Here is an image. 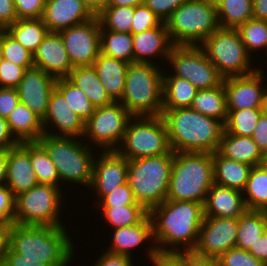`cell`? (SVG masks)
Instances as JSON below:
<instances>
[{
  "mask_svg": "<svg viewBox=\"0 0 267 266\" xmlns=\"http://www.w3.org/2000/svg\"><path fill=\"white\" fill-rule=\"evenodd\" d=\"M227 111L225 131L233 135L251 137L262 114L260 108Z\"/></svg>",
  "mask_w": 267,
  "mask_h": 266,
  "instance_id": "ab89813d",
  "label": "cell"
},
{
  "mask_svg": "<svg viewBox=\"0 0 267 266\" xmlns=\"http://www.w3.org/2000/svg\"><path fill=\"white\" fill-rule=\"evenodd\" d=\"M56 81L57 79L41 68L34 66L26 69L23 78L16 87L20 102L43 119Z\"/></svg>",
  "mask_w": 267,
  "mask_h": 266,
  "instance_id": "ac0fdd59",
  "label": "cell"
},
{
  "mask_svg": "<svg viewBox=\"0 0 267 266\" xmlns=\"http://www.w3.org/2000/svg\"><path fill=\"white\" fill-rule=\"evenodd\" d=\"M242 194L247 210L267 209V170L261 165L251 168Z\"/></svg>",
  "mask_w": 267,
  "mask_h": 266,
  "instance_id": "8d00e7d4",
  "label": "cell"
},
{
  "mask_svg": "<svg viewBox=\"0 0 267 266\" xmlns=\"http://www.w3.org/2000/svg\"><path fill=\"white\" fill-rule=\"evenodd\" d=\"M132 38L134 63L155 64L150 58L154 59L156 56L167 60L173 46L165 22L158 27L132 34Z\"/></svg>",
  "mask_w": 267,
  "mask_h": 266,
  "instance_id": "cb8c5ba5",
  "label": "cell"
},
{
  "mask_svg": "<svg viewBox=\"0 0 267 266\" xmlns=\"http://www.w3.org/2000/svg\"><path fill=\"white\" fill-rule=\"evenodd\" d=\"M174 152L128 160L127 183L137 203L148 212L167 198Z\"/></svg>",
  "mask_w": 267,
  "mask_h": 266,
  "instance_id": "8992f818",
  "label": "cell"
},
{
  "mask_svg": "<svg viewBox=\"0 0 267 266\" xmlns=\"http://www.w3.org/2000/svg\"><path fill=\"white\" fill-rule=\"evenodd\" d=\"M134 16V7L107 6L97 17L100 30L131 33Z\"/></svg>",
  "mask_w": 267,
  "mask_h": 266,
  "instance_id": "60d3db41",
  "label": "cell"
},
{
  "mask_svg": "<svg viewBox=\"0 0 267 266\" xmlns=\"http://www.w3.org/2000/svg\"><path fill=\"white\" fill-rule=\"evenodd\" d=\"M173 45L199 46L219 28L214 0H186L165 21Z\"/></svg>",
  "mask_w": 267,
  "mask_h": 266,
  "instance_id": "52a82bcc",
  "label": "cell"
},
{
  "mask_svg": "<svg viewBox=\"0 0 267 266\" xmlns=\"http://www.w3.org/2000/svg\"><path fill=\"white\" fill-rule=\"evenodd\" d=\"M18 19L42 18L46 0H13Z\"/></svg>",
  "mask_w": 267,
  "mask_h": 266,
  "instance_id": "681fc988",
  "label": "cell"
},
{
  "mask_svg": "<svg viewBox=\"0 0 267 266\" xmlns=\"http://www.w3.org/2000/svg\"><path fill=\"white\" fill-rule=\"evenodd\" d=\"M34 66L55 79L67 78L74 68L64 42L57 32H48L33 54Z\"/></svg>",
  "mask_w": 267,
  "mask_h": 266,
  "instance_id": "44dd1931",
  "label": "cell"
},
{
  "mask_svg": "<svg viewBox=\"0 0 267 266\" xmlns=\"http://www.w3.org/2000/svg\"><path fill=\"white\" fill-rule=\"evenodd\" d=\"M158 18L148 7L144 4L134 7V16L131 26V34H138L143 31L158 27L162 24Z\"/></svg>",
  "mask_w": 267,
  "mask_h": 266,
  "instance_id": "bcb514c9",
  "label": "cell"
},
{
  "mask_svg": "<svg viewBox=\"0 0 267 266\" xmlns=\"http://www.w3.org/2000/svg\"><path fill=\"white\" fill-rule=\"evenodd\" d=\"M66 227L11 224L9 246L23 258L39 259L48 266H70L74 243Z\"/></svg>",
  "mask_w": 267,
  "mask_h": 266,
  "instance_id": "3957f363",
  "label": "cell"
},
{
  "mask_svg": "<svg viewBox=\"0 0 267 266\" xmlns=\"http://www.w3.org/2000/svg\"><path fill=\"white\" fill-rule=\"evenodd\" d=\"M248 251L263 263H267V230L258 238L254 247Z\"/></svg>",
  "mask_w": 267,
  "mask_h": 266,
  "instance_id": "6125c7cd",
  "label": "cell"
},
{
  "mask_svg": "<svg viewBox=\"0 0 267 266\" xmlns=\"http://www.w3.org/2000/svg\"><path fill=\"white\" fill-rule=\"evenodd\" d=\"M167 62L175 71L171 75L187 79L198 90L210 89L223 83L224 78L200 46L173 45Z\"/></svg>",
  "mask_w": 267,
  "mask_h": 266,
  "instance_id": "7c38bea8",
  "label": "cell"
},
{
  "mask_svg": "<svg viewBox=\"0 0 267 266\" xmlns=\"http://www.w3.org/2000/svg\"><path fill=\"white\" fill-rule=\"evenodd\" d=\"M8 149H0V187L6 183Z\"/></svg>",
  "mask_w": 267,
  "mask_h": 266,
  "instance_id": "03108f58",
  "label": "cell"
},
{
  "mask_svg": "<svg viewBox=\"0 0 267 266\" xmlns=\"http://www.w3.org/2000/svg\"><path fill=\"white\" fill-rule=\"evenodd\" d=\"M18 144L19 142L10 131L7 120L0 117V149H10Z\"/></svg>",
  "mask_w": 267,
  "mask_h": 266,
  "instance_id": "91938a15",
  "label": "cell"
},
{
  "mask_svg": "<svg viewBox=\"0 0 267 266\" xmlns=\"http://www.w3.org/2000/svg\"><path fill=\"white\" fill-rule=\"evenodd\" d=\"M6 120L19 143L37 142L44 135L42 119L21 102Z\"/></svg>",
  "mask_w": 267,
  "mask_h": 266,
  "instance_id": "f1b7e54d",
  "label": "cell"
},
{
  "mask_svg": "<svg viewBox=\"0 0 267 266\" xmlns=\"http://www.w3.org/2000/svg\"><path fill=\"white\" fill-rule=\"evenodd\" d=\"M1 47L3 59L22 66L25 69L34 67L33 54L23 47L5 29H1Z\"/></svg>",
  "mask_w": 267,
  "mask_h": 266,
  "instance_id": "ee69618b",
  "label": "cell"
},
{
  "mask_svg": "<svg viewBox=\"0 0 267 266\" xmlns=\"http://www.w3.org/2000/svg\"><path fill=\"white\" fill-rule=\"evenodd\" d=\"M237 30L249 54L263 48L267 55V21L251 18Z\"/></svg>",
  "mask_w": 267,
  "mask_h": 266,
  "instance_id": "7bdbcfd3",
  "label": "cell"
},
{
  "mask_svg": "<svg viewBox=\"0 0 267 266\" xmlns=\"http://www.w3.org/2000/svg\"><path fill=\"white\" fill-rule=\"evenodd\" d=\"M28 153L39 184H50L61 187L57 169L46 149L37 142H28Z\"/></svg>",
  "mask_w": 267,
  "mask_h": 266,
  "instance_id": "74e56055",
  "label": "cell"
},
{
  "mask_svg": "<svg viewBox=\"0 0 267 266\" xmlns=\"http://www.w3.org/2000/svg\"><path fill=\"white\" fill-rule=\"evenodd\" d=\"M105 222L112 229L138 224L149 212L142 205H127L123 207H101Z\"/></svg>",
  "mask_w": 267,
  "mask_h": 266,
  "instance_id": "b9f144b4",
  "label": "cell"
},
{
  "mask_svg": "<svg viewBox=\"0 0 267 266\" xmlns=\"http://www.w3.org/2000/svg\"><path fill=\"white\" fill-rule=\"evenodd\" d=\"M45 135L58 137H74L80 139L84 135L85 122L68 104L65 97L55 88L49 98L47 112L42 119ZM57 127L58 132L50 131L49 126Z\"/></svg>",
  "mask_w": 267,
  "mask_h": 266,
  "instance_id": "d6986e66",
  "label": "cell"
},
{
  "mask_svg": "<svg viewBox=\"0 0 267 266\" xmlns=\"http://www.w3.org/2000/svg\"><path fill=\"white\" fill-rule=\"evenodd\" d=\"M82 2L93 16H98L108 6L109 0H82Z\"/></svg>",
  "mask_w": 267,
  "mask_h": 266,
  "instance_id": "be15d7a7",
  "label": "cell"
},
{
  "mask_svg": "<svg viewBox=\"0 0 267 266\" xmlns=\"http://www.w3.org/2000/svg\"><path fill=\"white\" fill-rule=\"evenodd\" d=\"M143 3L144 0H109L108 6L136 7Z\"/></svg>",
  "mask_w": 267,
  "mask_h": 266,
  "instance_id": "003e7915",
  "label": "cell"
},
{
  "mask_svg": "<svg viewBox=\"0 0 267 266\" xmlns=\"http://www.w3.org/2000/svg\"><path fill=\"white\" fill-rule=\"evenodd\" d=\"M62 189L38 184L15 196L14 223L32 226L65 227L61 222Z\"/></svg>",
  "mask_w": 267,
  "mask_h": 266,
  "instance_id": "8fae6325",
  "label": "cell"
},
{
  "mask_svg": "<svg viewBox=\"0 0 267 266\" xmlns=\"http://www.w3.org/2000/svg\"><path fill=\"white\" fill-rule=\"evenodd\" d=\"M94 68L106 92L114 101H119L125 89V76L129 63L99 54Z\"/></svg>",
  "mask_w": 267,
  "mask_h": 266,
  "instance_id": "484cf974",
  "label": "cell"
},
{
  "mask_svg": "<svg viewBox=\"0 0 267 266\" xmlns=\"http://www.w3.org/2000/svg\"><path fill=\"white\" fill-rule=\"evenodd\" d=\"M15 196L6 185L0 187V223L14 222Z\"/></svg>",
  "mask_w": 267,
  "mask_h": 266,
  "instance_id": "816d5d0a",
  "label": "cell"
},
{
  "mask_svg": "<svg viewBox=\"0 0 267 266\" xmlns=\"http://www.w3.org/2000/svg\"><path fill=\"white\" fill-rule=\"evenodd\" d=\"M94 266H133L132 258L128 255L103 251Z\"/></svg>",
  "mask_w": 267,
  "mask_h": 266,
  "instance_id": "11a10c76",
  "label": "cell"
},
{
  "mask_svg": "<svg viewBox=\"0 0 267 266\" xmlns=\"http://www.w3.org/2000/svg\"><path fill=\"white\" fill-rule=\"evenodd\" d=\"M190 108L225 124L228 111L223 83L210 89H199Z\"/></svg>",
  "mask_w": 267,
  "mask_h": 266,
  "instance_id": "1f68e13d",
  "label": "cell"
},
{
  "mask_svg": "<svg viewBox=\"0 0 267 266\" xmlns=\"http://www.w3.org/2000/svg\"><path fill=\"white\" fill-rule=\"evenodd\" d=\"M217 152L221 156L251 165L252 167L259 166L262 161V152L252 137L233 135L225 130L219 142Z\"/></svg>",
  "mask_w": 267,
  "mask_h": 266,
  "instance_id": "4316f807",
  "label": "cell"
},
{
  "mask_svg": "<svg viewBox=\"0 0 267 266\" xmlns=\"http://www.w3.org/2000/svg\"><path fill=\"white\" fill-rule=\"evenodd\" d=\"M18 20L13 0H0V29H6Z\"/></svg>",
  "mask_w": 267,
  "mask_h": 266,
  "instance_id": "9f6ffc18",
  "label": "cell"
},
{
  "mask_svg": "<svg viewBox=\"0 0 267 266\" xmlns=\"http://www.w3.org/2000/svg\"><path fill=\"white\" fill-rule=\"evenodd\" d=\"M149 215L152 219L154 244L160 257L194 249L204 218L202 203L165 200L153 207ZM180 246H183L182 249Z\"/></svg>",
  "mask_w": 267,
  "mask_h": 266,
  "instance_id": "6da1fadb",
  "label": "cell"
},
{
  "mask_svg": "<svg viewBox=\"0 0 267 266\" xmlns=\"http://www.w3.org/2000/svg\"><path fill=\"white\" fill-rule=\"evenodd\" d=\"M253 18L267 21V0L253 1Z\"/></svg>",
  "mask_w": 267,
  "mask_h": 266,
  "instance_id": "e7e4bbea",
  "label": "cell"
},
{
  "mask_svg": "<svg viewBox=\"0 0 267 266\" xmlns=\"http://www.w3.org/2000/svg\"><path fill=\"white\" fill-rule=\"evenodd\" d=\"M100 207H123L127 205H141L136 202L133 192L128 185L124 183L108 195H105L99 202Z\"/></svg>",
  "mask_w": 267,
  "mask_h": 266,
  "instance_id": "7dc6e473",
  "label": "cell"
},
{
  "mask_svg": "<svg viewBox=\"0 0 267 266\" xmlns=\"http://www.w3.org/2000/svg\"><path fill=\"white\" fill-rule=\"evenodd\" d=\"M100 22L97 16L58 32L73 67L92 66L99 54Z\"/></svg>",
  "mask_w": 267,
  "mask_h": 266,
  "instance_id": "5bb4252c",
  "label": "cell"
},
{
  "mask_svg": "<svg viewBox=\"0 0 267 266\" xmlns=\"http://www.w3.org/2000/svg\"><path fill=\"white\" fill-rule=\"evenodd\" d=\"M76 139L44 134L38 142L46 149L54 163L60 183L67 181L90 188L95 148L91 143L84 144L80 138Z\"/></svg>",
  "mask_w": 267,
  "mask_h": 266,
  "instance_id": "ba28073f",
  "label": "cell"
},
{
  "mask_svg": "<svg viewBox=\"0 0 267 266\" xmlns=\"http://www.w3.org/2000/svg\"><path fill=\"white\" fill-rule=\"evenodd\" d=\"M170 148L173 152H216L224 123L191 108L163 109Z\"/></svg>",
  "mask_w": 267,
  "mask_h": 266,
  "instance_id": "7a4b0ae2",
  "label": "cell"
},
{
  "mask_svg": "<svg viewBox=\"0 0 267 266\" xmlns=\"http://www.w3.org/2000/svg\"><path fill=\"white\" fill-rule=\"evenodd\" d=\"M111 230H113V240H111L113 242L112 246L108 247V251L132 257L131 251L134 248L146 243L147 240L148 242L153 240V242L151 241L153 245L148 246V250L146 249V255L150 259L149 261H152V265L160 260L161 257L154 245L153 225L149 213L138 224Z\"/></svg>",
  "mask_w": 267,
  "mask_h": 266,
  "instance_id": "ffe728a7",
  "label": "cell"
},
{
  "mask_svg": "<svg viewBox=\"0 0 267 266\" xmlns=\"http://www.w3.org/2000/svg\"><path fill=\"white\" fill-rule=\"evenodd\" d=\"M11 224L0 223V266H3L10 242Z\"/></svg>",
  "mask_w": 267,
  "mask_h": 266,
  "instance_id": "94428289",
  "label": "cell"
},
{
  "mask_svg": "<svg viewBox=\"0 0 267 266\" xmlns=\"http://www.w3.org/2000/svg\"><path fill=\"white\" fill-rule=\"evenodd\" d=\"M186 0H144V5L148 7L162 22Z\"/></svg>",
  "mask_w": 267,
  "mask_h": 266,
  "instance_id": "f907efd6",
  "label": "cell"
},
{
  "mask_svg": "<svg viewBox=\"0 0 267 266\" xmlns=\"http://www.w3.org/2000/svg\"><path fill=\"white\" fill-rule=\"evenodd\" d=\"M39 182L33 171L28 142H22L8 149L7 176L5 185L14 196L30 190Z\"/></svg>",
  "mask_w": 267,
  "mask_h": 266,
  "instance_id": "603a6c76",
  "label": "cell"
},
{
  "mask_svg": "<svg viewBox=\"0 0 267 266\" xmlns=\"http://www.w3.org/2000/svg\"><path fill=\"white\" fill-rule=\"evenodd\" d=\"M101 53L107 57L134 63L133 38L131 33L100 30Z\"/></svg>",
  "mask_w": 267,
  "mask_h": 266,
  "instance_id": "d590c367",
  "label": "cell"
},
{
  "mask_svg": "<svg viewBox=\"0 0 267 266\" xmlns=\"http://www.w3.org/2000/svg\"><path fill=\"white\" fill-rule=\"evenodd\" d=\"M173 257L182 266H220L216 258L198 255L193 251L179 252L174 254Z\"/></svg>",
  "mask_w": 267,
  "mask_h": 266,
  "instance_id": "f5cc1de1",
  "label": "cell"
},
{
  "mask_svg": "<svg viewBox=\"0 0 267 266\" xmlns=\"http://www.w3.org/2000/svg\"><path fill=\"white\" fill-rule=\"evenodd\" d=\"M264 213L265 219H266V229H267V209L262 211Z\"/></svg>",
  "mask_w": 267,
  "mask_h": 266,
  "instance_id": "753ad0ef",
  "label": "cell"
},
{
  "mask_svg": "<svg viewBox=\"0 0 267 266\" xmlns=\"http://www.w3.org/2000/svg\"><path fill=\"white\" fill-rule=\"evenodd\" d=\"M5 30L32 54L49 32L41 18L18 19Z\"/></svg>",
  "mask_w": 267,
  "mask_h": 266,
  "instance_id": "d6a6232c",
  "label": "cell"
},
{
  "mask_svg": "<svg viewBox=\"0 0 267 266\" xmlns=\"http://www.w3.org/2000/svg\"><path fill=\"white\" fill-rule=\"evenodd\" d=\"M262 154L267 151V116H260L251 136Z\"/></svg>",
  "mask_w": 267,
  "mask_h": 266,
  "instance_id": "680465c9",
  "label": "cell"
},
{
  "mask_svg": "<svg viewBox=\"0 0 267 266\" xmlns=\"http://www.w3.org/2000/svg\"><path fill=\"white\" fill-rule=\"evenodd\" d=\"M116 151L127 160L169 153L171 148L162 116H132Z\"/></svg>",
  "mask_w": 267,
  "mask_h": 266,
  "instance_id": "30bf717a",
  "label": "cell"
},
{
  "mask_svg": "<svg viewBox=\"0 0 267 266\" xmlns=\"http://www.w3.org/2000/svg\"><path fill=\"white\" fill-rule=\"evenodd\" d=\"M265 75L258 69L246 76L223 79L226 93L227 110L260 108L267 86L263 85Z\"/></svg>",
  "mask_w": 267,
  "mask_h": 266,
  "instance_id": "e0dca14e",
  "label": "cell"
},
{
  "mask_svg": "<svg viewBox=\"0 0 267 266\" xmlns=\"http://www.w3.org/2000/svg\"><path fill=\"white\" fill-rule=\"evenodd\" d=\"M93 17L82 0H46L41 19L49 32L58 33Z\"/></svg>",
  "mask_w": 267,
  "mask_h": 266,
  "instance_id": "7402d4cb",
  "label": "cell"
},
{
  "mask_svg": "<svg viewBox=\"0 0 267 266\" xmlns=\"http://www.w3.org/2000/svg\"><path fill=\"white\" fill-rule=\"evenodd\" d=\"M3 59V56H2V47H1V29H0V63Z\"/></svg>",
  "mask_w": 267,
  "mask_h": 266,
  "instance_id": "8c879c8a",
  "label": "cell"
},
{
  "mask_svg": "<svg viewBox=\"0 0 267 266\" xmlns=\"http://www.w3.org/2000/svg\"><path fill=\"white\" fill-rule=\"evenodd\" d=\"M266 219L262 211L246 210L238 218L236 248L249 250L266 231Z\"/></svg>",
  "mask_w": 267,
  "mask_h": 266,
  "instance_id": "e575fe53",
  "label": "cell"
},
{
  "mask_svg": "<svg viewBox=\"0 0 267 266\" xmlns=\"http://www.w3.org/2000/svg\"><path fill=\"white\" fill-rule=\"evenodd\" d=\"M260 111L262 113V115L267 116V90L265 91L263 98H262V102L260 105Z\"/></svg>",
  "mask_w": 267,
  "mask_h": 266,
  "instance_id": "89a4df30",
  "label": "cell"
},
{
  "mask_svg": "<svg viewBox=\"0 0 267 266\" xmlns=\"http://www.w3.org/2000/svg\"><path fill=\"white\" fill-rule=\"evenodd\" d=\"M3 266H48L39 259L23 258V255L16 253L10 246L4 259Z\"/></svg>",
  "mask_w": 267,
  "mask_h": 266,
  "instance_id": "6f0895ef",
  "label": "cell"
},
{
  "mask_svg": "<svg viewBox=\"0 0 267 266\" xmlns=\"http://www.w3.org/2000/svg\"><path fill=\"white\" fill-rule=\"evenodd\" d=\"M99 157H94L90 188L101 200L127 182L128 160L116 150H102Z\"/></svg>",
  "mask_w": 267,
  "mask_h": 266,
  "instance_id": "2e32d148",
  "label": "cell"
},
{
  "mask_svg": "<svg viewBox=\"0 0 267 266\" xmlns=\"http://www.w3.org/2000/svg\"><path fill=\"white\" fill-rule=\"evenodd\" d=\"M223 78L246 76L253 69L251 56L237 29L219 27L199 45Z\"/></svg>",
  "mask_w": 267,
  "mask_h": 266,
  "instance_id": "9c48e42d",
  "label": "cell"
},
{
  "mask_svg": "<svg viewBox=\"0 0 267 266\" xmlns=\"http://www.w3.org/2000/svg\"><path fill=\"white\" fill-rule=\"evenodd\" d=\"M55 88L65 97L70 108L86 122L95 112L96 107L90 102L87 95L67 78L56 81Z\"/></svg>",
  "mask_w": 267,
  "mask_h": 266,
  "instance_id": "f35d334b",
  "label": "cell"
},
{
  "mask_svg": "<svg viewBox=\"0 0 267 266\" xmlns=\"http://www.w3.org/2000/svg\"><path fill=\"white\" fill-rule=\"evenodd\" d=\"M204 216L238 219L246 210L241 191L213 184L203 204Z\"/></svg>",
  "mask_w": 267,
  "mask_h": 266,
  "instance_id": "d4e9b609",
  "label": "cell"
},
{
  "mask_svg": "<svg viewBox=\"0 0 267 266\" xmlns=\"http://www.w3.org/2000/svg\"><path fill=\"white\" fill-rule=\"evenodd\" d=\"M260 165L267 170V151L262 154V161Z\"/></svg>",
  "mask_w": 267,
  "mask_h": 266,
  "instance_id": "2644e50d",
  "label": "cell"
},
{
  "mask_svg": "<svg viewBox=\"0 0 267 266\" xmlns=\"http://www.w3.org/2000/svg\"><path fill=\"white\" fill-rule=\"evenodd\" d=\"M214 184L212 153L174 152L166 200L204 204Z\"/></svg>",
  "mask_w": 267,
  "mask_h": 266,
  "instance_id": "277c9868",
  "label": "cell"
},
{
  "mask_svg": "<svg viewBox=\"0 0 267 266\" xmlns=\"http://www.w3.org/2000/svg\"><path fill=\"white\" fill-rule=\"evenodd\" d=\"M214 184L243 191L252 166L212 153Z\"/></svg>",
  "mask_w": 267,
  "mask_h": 266,
  "instance_id": "83f0119b",
  "label": "cell"
},
{
  "mask_svg": "<svg viewBox=\"0 0 267 266\" xmlns=\"http://www.w3.org/2000/svg\"><path fill=\"white\" fill-rule=\"evenodd\" d=\"M132 115L119 102L95 109L85 122L83 137L104 151L116 150L123 140L127 124Z\"/></svg>",
  "mask_w": 267,
  "mask_h": 266,
  "instance_id": "4fadbf2b",
  "label": "cell"
},
{
  "mask_svg": "<svg viewBox=\"0 0 267 266\" xmlns=\"http://www.w3.org/2000/svg\"><path fill=\"white\" fill-rule=\"evenodd\" d=\"M217 260L220 266H263L265 264L249 251L236 247L223 253Z\"/></svg>",
  "mask_w": 267,
  "mask_h": 266,
  "instance_id": "f6af8a7d",
  "label": "cell"
},
{
  "mask_svg": "<svg viewBox=\"0 0 267 266\" xmlns=\"http://www.w3.org/2000/svg\"><path fill=\"white\" fill-rule=\"evenodd\" d=\"M197 92L187 79L163 73V109L190 108Z\"/></svg>",
  "mask_w": 267,
  "mask_h": 266,
  "instance_id": "4dcf8cb0",
  "label": "cell"
},
{
  "mask_svg": "<svg viewBox=\"0 0 267 266\" xmlns=\"http://www.w3.org/2000/svg\"><path fill=\"white\" fill-rule=\"evenodd\" d=\"M157 263L160 266H182L173 256H162Z\"/></svg>",
  "mask_w": 267,
  "mask_h": 266,
  "instance_id": "a7ac6f4b",
  "label": "cell"
},
{
  "mask_svg": "<svg viewBox=\"0 0 267 266\" xmlns=\"http://www.w3.org/2000/svg\"><path fill=\"white\" fill-rule=\"evenodd\" d=\"M25 68L2 59L0 63V87L16 88L23 78Z\"/></svg>",
  "mask_w": 267,
  "mask_h": 266,
  "instance_id": "c3c4849f",
  "label": "cell"
},
{
  "mask_svg": "<svg viewBox=\"0 0 267 266\" xmlns=\"http://www.w3.org/2000/svg\"><path fill=\"white\" fill-rule=\"evenodd\" d=\"M238 219L204 216L196 246L192 250L202 256L218 259L235 248Z\"/></svg>",
  "mask_w": 267,
  "mask_h": 266,
  "instance_id": "9a60e30c",
  "label": "cell"
},
{
  "mask_svg": "<svg viewBox=\"0 0 267 266\" xmlns=\"http://www.w3.org/2000/svg\"><path fill=\"white\" fill-rule=\"evenodd\" d=\"M19 102L16 88L0 87V117L7 119Z\"/></svg>",
  "mask_w": 267,
  "mask_h": 266,
  "instance_id": "db71d44e",
  "label": "cell"
},
{
  "mask_svg": "<svg viewBox=\"0 0 267 266\" xmlns=\"http://www.w3.org/2000/svg\"><path fill=\"white\" fill-rule=\"evenodd\" d=\"M67 79L76 87L80 88L96 108L114 102L100 82L93 65L74 67L67 76Z\"/></svg>",
  "mask_w": 267,
  "mask_h": 266,
  "instance_id": "f546056e",
  "label": "cell"
},
{
  "mask_svg": "<svg viewBox=\"0 0 267 266\" xmlns=\"http://www.w3.org/2000/svg\"><path fill=\"white\" fill-rule=\"evenodd\" d=\"M219 27L237 29L253 18L252 0H214Z\"/></svg>",
  "mask_w": 267,
  "mask_h": 266,
  "instance_id": "836d02e7",
  "label": "cell"
},
{
  "mask_svg": "<svg viewBox=\"0 0 267 266\" xmlns=\"http://www.w3.org/2000/svg\"><path fill=\"white\" fill-rule=\"evenodd\" d=\"M158 64L130 63L125 89L119 102L132 116H161L163 112V73Z\"/></svg>",
  "mask_w": 267,
  "mask_h": 266,
  "instance_id": "5b68a950",
  "label": "cell"
}]
</instances>
